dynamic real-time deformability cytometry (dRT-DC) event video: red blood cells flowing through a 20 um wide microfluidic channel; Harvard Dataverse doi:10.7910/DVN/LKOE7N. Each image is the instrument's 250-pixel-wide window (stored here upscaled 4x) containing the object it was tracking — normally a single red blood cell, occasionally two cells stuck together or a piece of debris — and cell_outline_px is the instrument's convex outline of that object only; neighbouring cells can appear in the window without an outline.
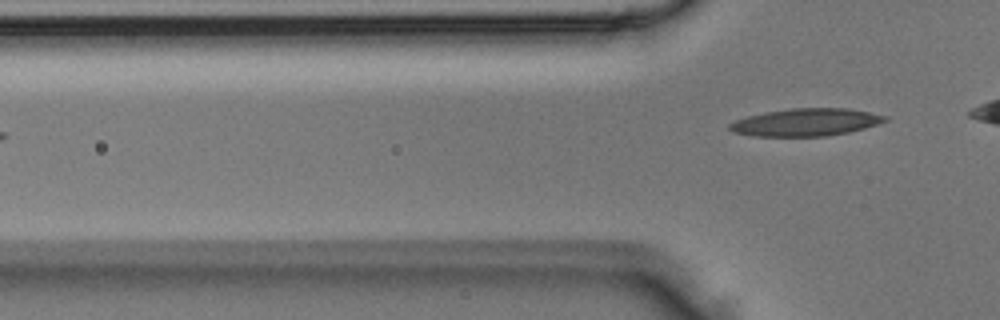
{"species": "Egyptian fruit bat (a non-hibernating species)", "species_latin": "Rousettus aegyptiacus", "temperature_condition": "room temperature", "stored_images_in_passage": 6, "camera_frame_rate_fps": 3000, "um_per_image_px": 0.085, "animal": {"sex": "male"}, "frame": {"image": 1, "passage_image": 6, "time_ms": 1.667, "image_size_px": [1000, 320], "cell_outline_px": [[888, 120], [864, 128], [848, 132], [828, 136], [752, 136], [732, 132], [728, 128], [728, 124], [736, 120], [748, 116], [764, 112], [792, 108], [848, 108], [888, 116]], "centroid_in_image_um": [68.47, 10.39], "position_along_channel_um": 57.3, "area_um2": 24.91}}